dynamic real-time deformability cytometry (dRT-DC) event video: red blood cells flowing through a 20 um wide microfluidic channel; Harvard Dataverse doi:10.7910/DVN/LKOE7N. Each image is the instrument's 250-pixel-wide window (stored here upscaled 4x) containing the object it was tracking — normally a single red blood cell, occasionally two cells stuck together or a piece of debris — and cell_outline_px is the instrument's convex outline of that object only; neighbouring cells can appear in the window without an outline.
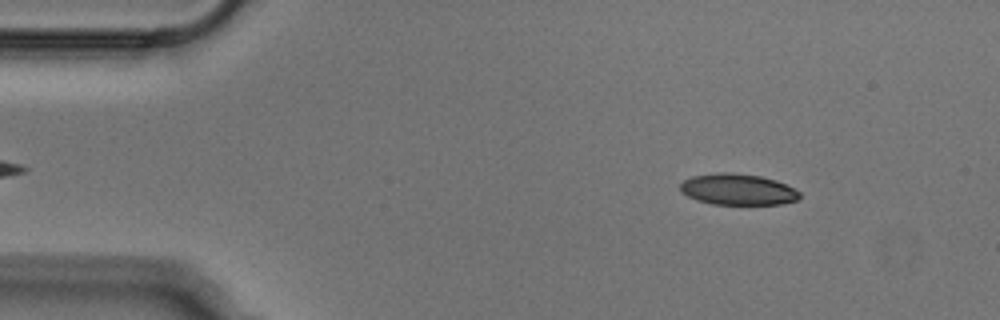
{"species": "Egyptian fruit bat (a non-hibernating species)", "species_latin": "Rousettus aegyptiacus", "temperature_condition": "cold", "stored_images_in_passage": 50, "camera_frame_rate_fps": 3000, "um_per_image_px": 0.085, "animal": {"sex": "male"}, "frame": {"image": 1, "passage_image": 5, "time_ms": 1.333, "image_size_px": [1000, 320], "cell_outline_px": [[800, 196], [796, 200], [780, 204], [712, 204], [696, 200], [680, 192], [680, 184], [684, 180], [692, 176], [716, 172], [728, 172], [760, 176], [776, 180], [800, 192]], "centroid_in_image_um": [62.67, 16.1], "position_along_channel_um": 22.3, "area_um2": 21.62}}
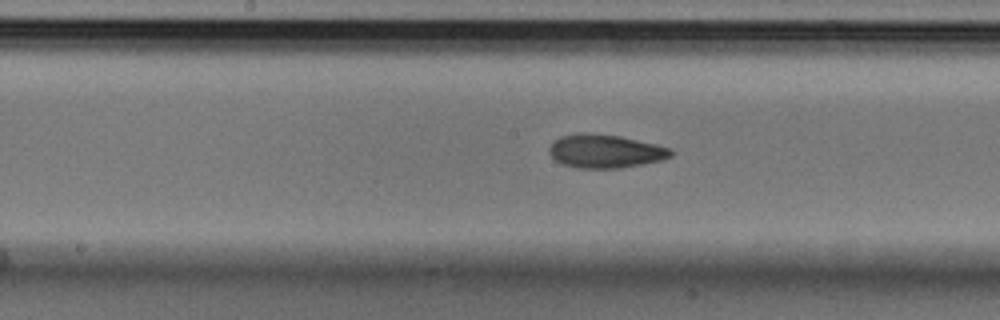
{"frame": {"image": 2, "passage_image": 24, "time_ms": 7.667, "image_size_px": [1000, 320], "cell_outline_px": [[672, 156], [664, 160], [644, 164], [620, 168], [576, 168], [560, 164], [548, 152], [548, 148], [560, 136], [576, 132], [588, 132], [620, 136], [656, 144], [672, 148]], "centroid_in_image_um": [51.45, 12.85], "position_along_channel_um": 196.8, "area_um2": 24.1}}
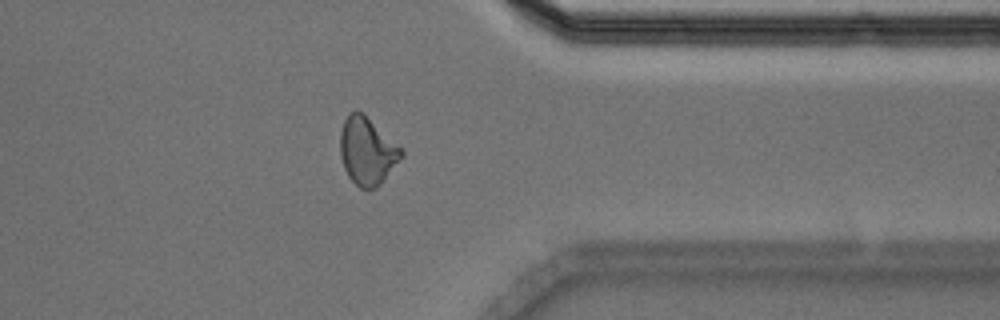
{"frame": {"image": 3, "passage_image": 39, "time_ms": 12.667, "image_size_px": [1000, 320], "cell_outline_px": [[404, 156], [380, 184], [376, 188], [360, 188], [348, 176], [344, 168], [340, 156], [340, 132], [344, 120], [348, 112], [356, 108], [364, 112], [404, 152]], "centroid_in_image_um": [31.19, 12.8], "position_along_channel_um": 380.2, "area_um2": 24.16}}